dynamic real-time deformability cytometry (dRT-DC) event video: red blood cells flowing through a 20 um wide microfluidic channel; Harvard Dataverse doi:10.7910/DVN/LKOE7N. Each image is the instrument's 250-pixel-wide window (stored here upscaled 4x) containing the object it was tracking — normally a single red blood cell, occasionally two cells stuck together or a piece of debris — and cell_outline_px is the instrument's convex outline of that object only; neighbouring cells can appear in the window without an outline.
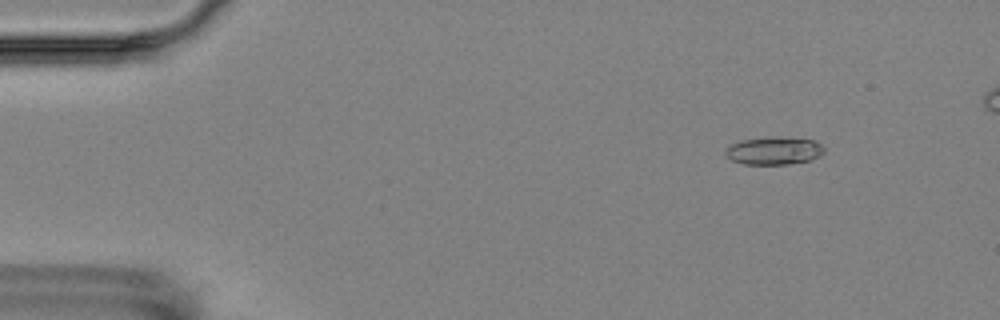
{"species": "Egyptian fruit bat (a non-hibernating species)", "species_latin": "Rousettus aegyptiacus", "temperature_condition": "room temperature", "stored_images_in_passage": 6, "camera_frame_rate_fps": 3000, "um_per_image_px": 0.085, "animal": {"sex": "female"}, "frame": {"image": 1, "passage_image": 2, "time_ms": 1.333, "image_size_px": [1000, 320], "cell_outline_px": [[824, 152], [820, 156], [812, 160], [788, 164], [744, 164], [732, 160], [724, 152], [732, 144], [744, 140], [816, 140], [824, 148]], "centroid_in_image_um": [65.83, 12.88], "position_along_channel_um": 19.2, "area_um2": 14.85}}